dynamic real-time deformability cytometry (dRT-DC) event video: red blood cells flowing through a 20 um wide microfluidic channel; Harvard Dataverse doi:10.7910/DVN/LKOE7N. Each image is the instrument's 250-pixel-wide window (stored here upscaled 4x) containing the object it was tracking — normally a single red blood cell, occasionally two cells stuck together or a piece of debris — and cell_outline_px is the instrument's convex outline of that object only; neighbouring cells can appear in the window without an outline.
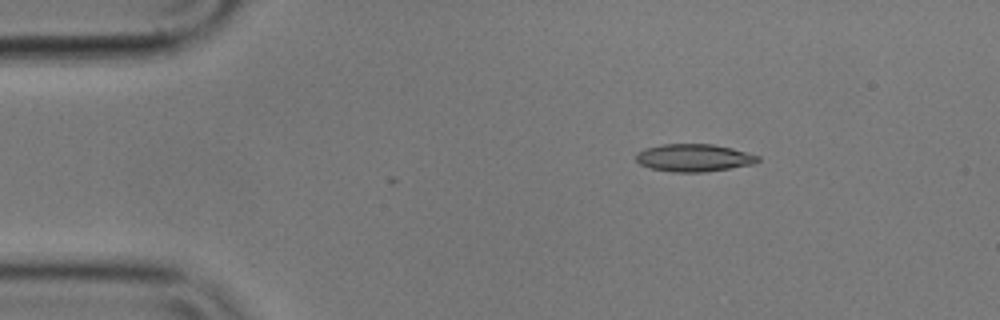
{"species": "common noctule bat (a hibernating species)", "species_latin": "Nyctalus noctula", "temperature_condition": "cold", "stored_images_in_passage": 3, "camera_frame_rate_fps": 3000, "um_per_image_px": 0.085, "animal": {"sex": "male", "body_mass_g": 17.9}, "frame": {"image": 1, "passage_image": 1, "time_ms": 0.0, "image_size_px": [1000, 320], "cell_outline_px": [[760, 160], [756, 164], [704, 172], [672, 172], [648, 168], [640, 164], [636, 160], [636, 152], [644, 148], [660, 144], [712, 144], [732, 148], [760, 156]], "centroid_in_image_um": [58.96, 13.41], "position_along_channel_um": 26.0, "area_um2": 19.83}}